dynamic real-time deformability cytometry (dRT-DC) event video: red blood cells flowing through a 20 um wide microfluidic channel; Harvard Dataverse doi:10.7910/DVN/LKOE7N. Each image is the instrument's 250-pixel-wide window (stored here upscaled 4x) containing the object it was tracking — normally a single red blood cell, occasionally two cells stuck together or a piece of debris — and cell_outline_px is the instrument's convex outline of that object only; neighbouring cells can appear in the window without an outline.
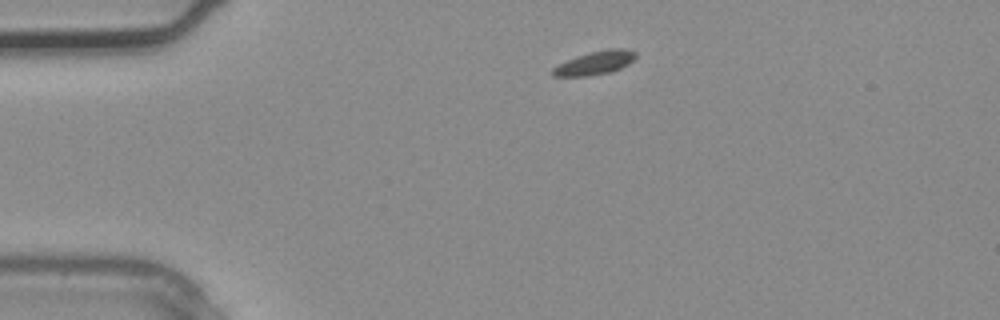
{"species": "common noctule bat (a hibernating species)", "species_latin": "Nyctalus noctula", "temperature_condition": "warm", "stored_images_in_passage": 2, "camera_frame_rate_fps": 3000, "um_per_image_px": 0.085, "animal": {"sex": "male", "body_mass_g": 20.4}, "frame": {"image": 1, "passage_image": 1, "time_ms": 0.0, "image_size_px": [1000, 320], "cell_outline_px": [[636, 56], [628, 64], [612, 72], [588, 76], [552, 76], [552, 68], [568, 60], [592, 52], [608, 48], [624, 48], [636, 52]], "centroid_in_image_um": [50.6, 5.35], "position_along_channel_um": 34.4, "area_um2": 11.16}}